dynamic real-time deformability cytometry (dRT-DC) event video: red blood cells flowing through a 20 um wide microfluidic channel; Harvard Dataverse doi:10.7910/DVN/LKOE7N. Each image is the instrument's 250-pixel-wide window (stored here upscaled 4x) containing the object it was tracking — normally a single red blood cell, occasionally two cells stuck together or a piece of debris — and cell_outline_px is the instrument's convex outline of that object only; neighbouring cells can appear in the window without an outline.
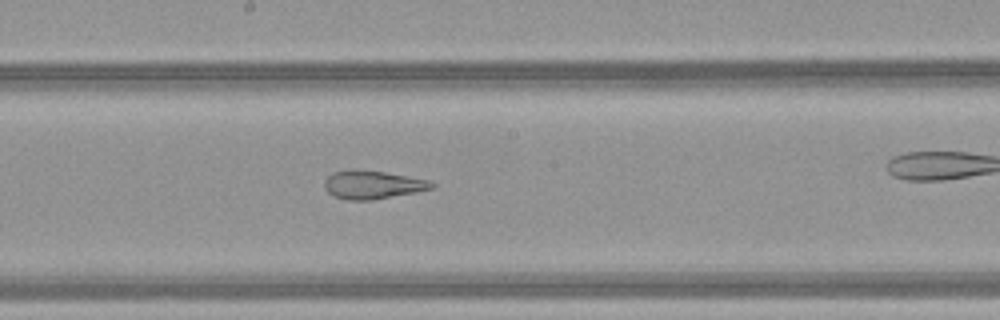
{"species": "common noctule bat (a hibernating species)", "species_latin": "Nyctalus noctula", "temperature_condition": "warm", "stored_images_in_passage": 31, "camera_frame_rate_fps": 3000, "um_per_image_px": 0.085, "animal": {"sex": "female", "body_mass_g": 21.9}, "frame": {"image": 1, "passage_image": 18, "time_ms": 5.667, "image_size_px": [1000, 320], "cell_outline_px": [[436, 188], [416, 192], [372, 200], [348, 200], [332, 196], [324, 188], [324, 180], [332, 172], [352, 168], [384, 172], [428, 180], [436, 184]], "centroid_in_image_um": [31.64, 15.7], "position_along_channel_um": 216.6, "area_um2": 17.92}}